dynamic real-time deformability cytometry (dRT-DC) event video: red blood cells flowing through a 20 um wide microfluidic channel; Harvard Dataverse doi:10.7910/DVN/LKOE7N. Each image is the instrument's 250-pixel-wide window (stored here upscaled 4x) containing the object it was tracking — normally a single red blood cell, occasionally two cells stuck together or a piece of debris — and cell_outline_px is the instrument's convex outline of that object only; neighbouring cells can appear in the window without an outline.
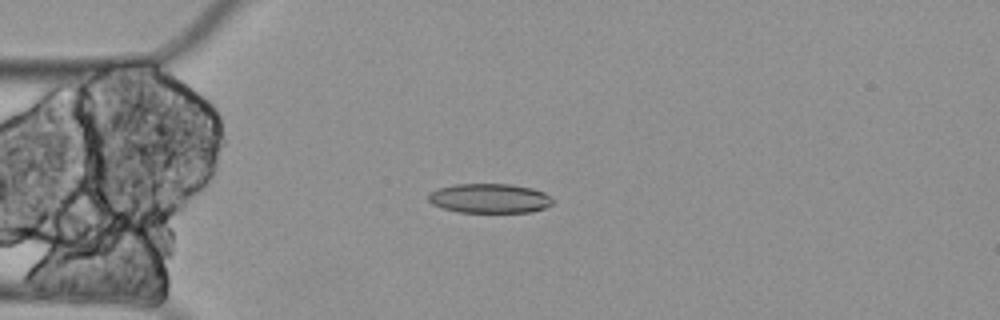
{"species": "Egyptian fruit bat (a non-hibernating species)", "species_latin": "Rousettus aegyptiacus", "temperature_condition": "cold", "stored_images_in_passage": 10, "camera_frame_rate_fps": 3000, "um_per_image_px": 0.085, "animal": {"sex": "female"}, "frame": {"image": 1, "passage_image": 4, "time_ms": 1.0, "image_size_px": [1000, 320], "cell_outline_px": [[552, 204], [544, 208], [532, 212], [460, 212], [444, 208], [432, 204], [428, 200], [428, 192], [452, 184], [512, 184], [532, 188], [544, 192], [552, 200]], "centroid_in_image_um": [41.6, 16.85], "position_along_channel_um": 43.4, "area_um2": 21.33}}
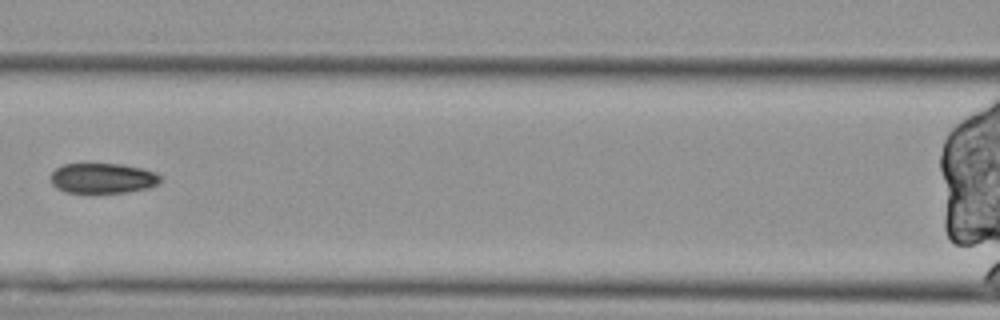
{"frame": {"image": 2, "passage_image": 7, "time_ms": 2.0, "image_size_px": [1000, 320], "cell_outline_px": [[160, 180], [156, 184], [148, 188], [128, 192], [64, 192], [56, 188], [52, 184], [48, 176], [56, 168], [64, 164], [120, 164], [140, 168], [156, 172], [160, 176]], "centroid_in_image_um": [8.68, 15.15], "position_along_channel_um": 157.9, "area_um2": 19.25}}
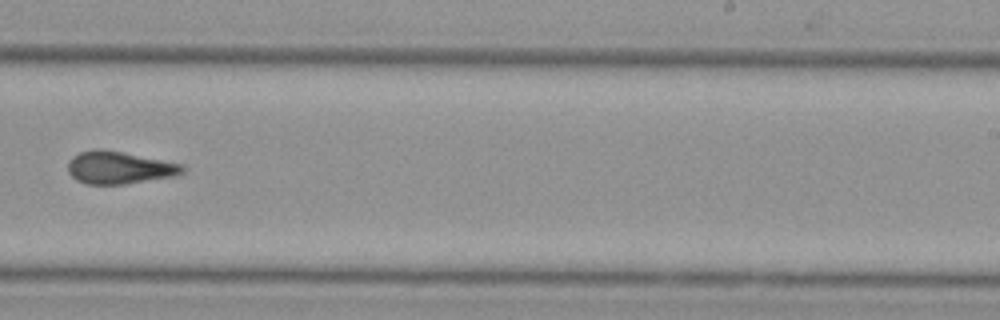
{"frame": {"image": 3, "passage_image": 10, "time_ms": 3.0, "image_size_px": [1000, 320], "cell_outline_px": [[184, 172], [176, 176], [124, 184], [88, 184], [76, 180], [68, 172], [68, 160], [72, 156], [80, 152], [96, 148], [100, 148], [124, 152], [184, 164]], "centroid_in_image_um": [10.14, 14.24], "position_along_channel_um": 278.9, "area_um2": 21.91}}